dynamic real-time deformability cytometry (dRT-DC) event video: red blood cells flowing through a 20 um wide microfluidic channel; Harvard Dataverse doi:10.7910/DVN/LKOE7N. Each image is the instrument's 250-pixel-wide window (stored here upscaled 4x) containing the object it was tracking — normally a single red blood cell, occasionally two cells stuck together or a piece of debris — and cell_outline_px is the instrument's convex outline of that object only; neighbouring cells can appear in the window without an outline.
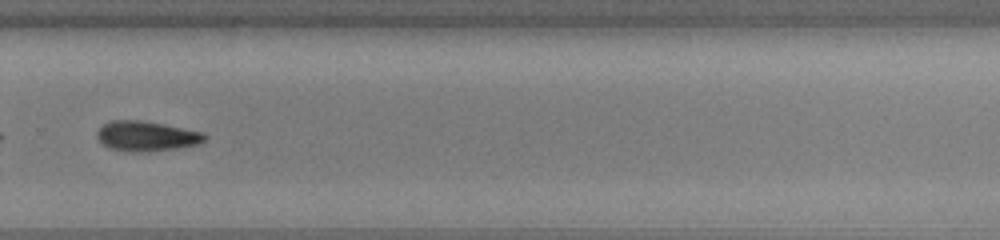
{"species": "common noctule bat (a hibernating species)", "species_latin": "Nyctalus noctula", "temperature_condition": "cold", "stored_images_in_passage": 53, "camera_frame_rate_fps": 3000, "um_per_image_px": 0.085, "animal": {"sex": "male", "body_mass_g": 13.0, "forearm_length_mm": 53.1}, "frame": {"image": 1, "passage_image": 38, "time_ms": 12.333, "image_size_px": [1000, 240], "cell_outline_px": [[208, 136], [200, 144], [176, 148], [140, 152], [132, 152], [108, 148], [96, 136], [96, 132], [104, 124], [112, 120], [140, 120], [164, 124], [204, 132]], "centroid_in_image_um": [12.47, 11.56], "position_along_channel_um": 317.3, "area_um2": 18.79}}
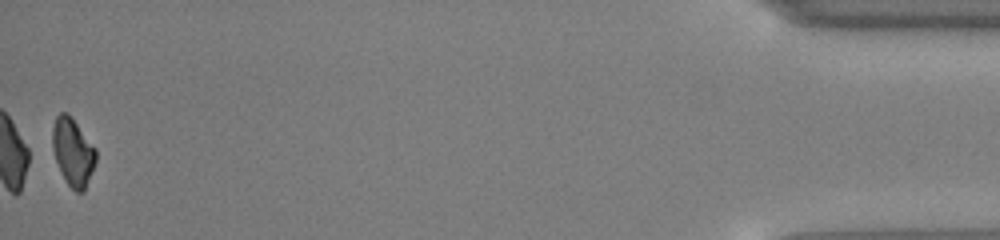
{"frame": {"image": 2, "passage_image": 53, "time_ms": 17.333, "image_size_px": [1000, 240], "cell_outline_px": [[96, 160], [92, 172], [84, 192], [76, 192], [68, 184], [56, 160], [52, 148], [52, 128], [56, 116], [60, 112], [68, 112], [96, 148]], "centroid_in_image_um": [6.2, 12.89], "position_along_channel_um": 429.0, "area_um2": 17.05}, "authors_computed_cell_mechanics": {"area_um2": 20.3456, "velocity_mm_per_s": 3.9526, "shape_relaxation_time_tau1_ms": 1.8014, "shape_relaxation_time_tau2_ms": null, "deformation_change_tau1": 0.1143, "deformation_change_tau2": null}}